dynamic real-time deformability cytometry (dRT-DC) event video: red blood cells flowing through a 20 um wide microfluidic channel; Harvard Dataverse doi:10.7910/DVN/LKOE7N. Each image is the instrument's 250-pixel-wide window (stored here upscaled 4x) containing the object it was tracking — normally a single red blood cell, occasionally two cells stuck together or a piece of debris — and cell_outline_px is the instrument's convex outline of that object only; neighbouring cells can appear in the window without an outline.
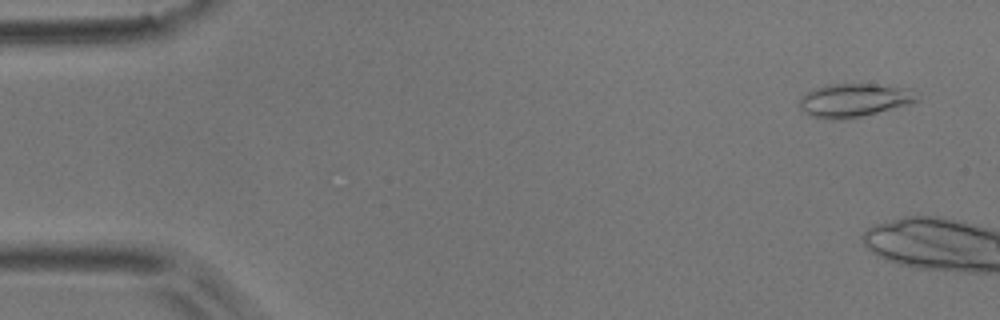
{"species": "common noctule bat (a hibernating species)", "species_latin": "Nyctalus noctula", "temperature_condition": "room temperature", "stored_images_in_passage": 7, "camera_frame_rate_fps": 3000, "um_per_image_px": 0.085, "animal": {"sex": "male", "body_mass_g": 17.9}, "frame": {"image": 1, "passage_image": 3, "time_ms": 0.667, "image_size_px": [1000, 320], "cell_outline_px": [[916, 100], [908, 104], [860, 116], [840, 120], [828, 120], [808, 116], [800, 108], [800, 96], [816, 88], [828, 84], [872, 84], [908, 88]], "centroid_in_image_um": [72.47, 8.53], "position_along_channel_um": 12.5, "area_um2": 22.43}}